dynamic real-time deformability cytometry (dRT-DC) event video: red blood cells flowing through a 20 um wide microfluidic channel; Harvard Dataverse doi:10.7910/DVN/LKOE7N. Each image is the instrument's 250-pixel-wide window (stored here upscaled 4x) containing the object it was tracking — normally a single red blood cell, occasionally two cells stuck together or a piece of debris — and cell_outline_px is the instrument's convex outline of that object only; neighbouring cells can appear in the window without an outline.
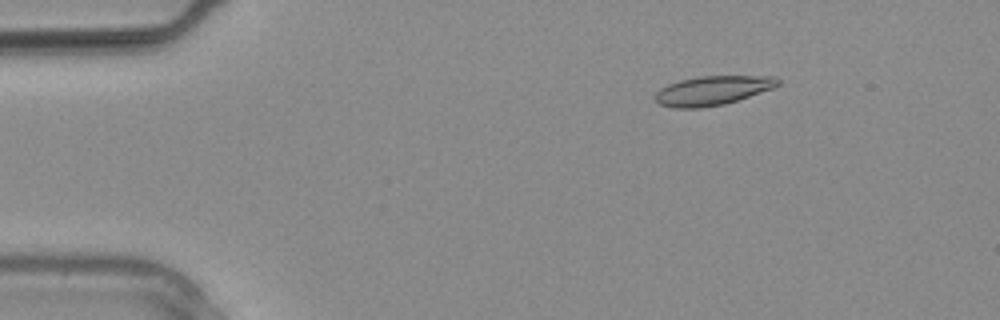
{"species": "common noctule bat (a hibernating species)", "species_latin": "Nyctalus noctula", "temperature_condition": "warm", "stored_images_in_passage": 10, "camera_frame_rate_fps": 3000, "um_per_image_px": 0.085, "animal": {"sex": "male", "body_mass_g": 20.4}, "frame": {"image": 1, "passage_image": 4, "time_ms": 1.0, "image_size_px": [1000, 320], "cell_outline_px": [[780, 84], [772, 88], [724, 104], [700, 108], [676, 108], [660, 104], [652, 96], [660, 88], [668, 84], [680, 80], [700, 76], [772, 76], [780, 80]], "centroid_in_image_um": [60.52, 7.69], "position_along_channel_um": 24.5, "area_um2": 20.69}}
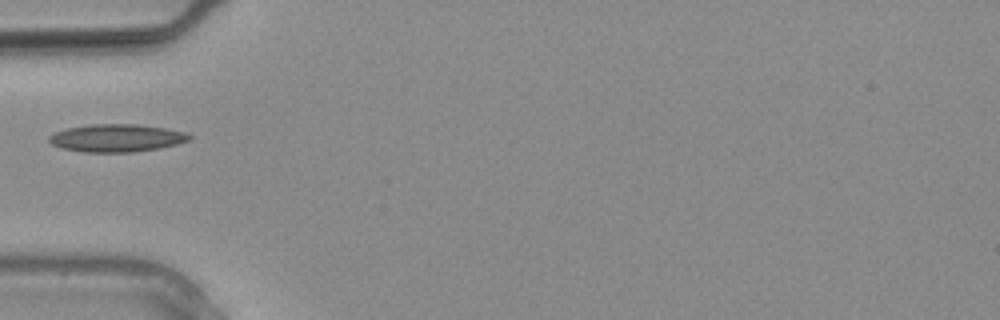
{"frame": {"image": 2, "passage_image": 9, "time_ms": 2.667, "image_size_px": [1000, 320], "cell_outline_px": [[192, 140], [160, 148], [132, 152], [84, 152], [60, 148], [52, 144], [48, 140], [48, 136], [56, 132], [68, 128], [92, 124], [136, 124], [164, 128], [184, 132], [192, 136]], "centroid_in_image_um": [9.91, 11.73], "position_along_channel_um": 75.1, "area_um2": 22.6}}